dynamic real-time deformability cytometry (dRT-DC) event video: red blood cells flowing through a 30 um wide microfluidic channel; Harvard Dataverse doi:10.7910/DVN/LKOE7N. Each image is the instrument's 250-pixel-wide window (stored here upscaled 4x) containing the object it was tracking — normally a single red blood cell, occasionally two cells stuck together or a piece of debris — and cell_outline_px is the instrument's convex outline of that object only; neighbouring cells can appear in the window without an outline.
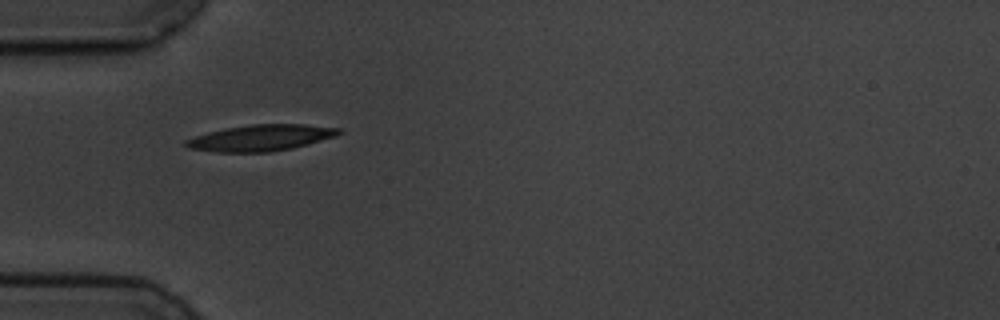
{"species": "common noctule bat (a hibernating species)", "species_latin": "Nyctalus noctula", "temperature_condition": "cold", "stored_images_in_passage": 10, "camera_frame_rate_fps": 3000, "um_per_image_px": 0.085, "animal": {"sex": "male", "body_mass_g": 19.5, "forearm_length_mm": 54.6}, "frame": {"image": 1, "passage_image": 1, "time_ms": 0.0, "image_size_px": [1000, 320], "cell_outline_px": [[344, 132], [336, 136], [308, 144], [292, 148], [268, 152], [216, 152], [188, 148], [184, 144], [184, 140], [208, 132], [224, 128], [252, 124], [304, 124], [340, 128]], "centroid_in_image_um": [22.18, 11.71], "position_along_channel_um": 62.8, "area_um2": 23.41}}
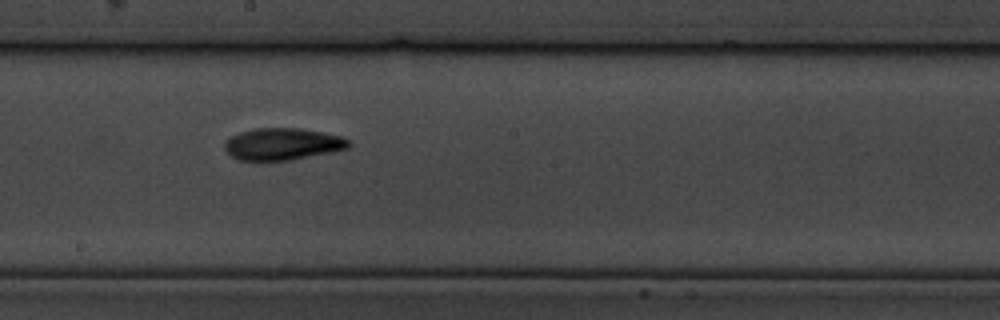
{"frame": {"image": 2, "passage_image": 5, "time_ms": 4.667, "image_size_px": [1000, 320], "cell_outline_px": [[352, 144], [348, 148], [332, 152], [292, 160], [240, 160], [232, 156], [224, 148], [224, 144], [232, 136], [240, 132], [252, 128], [300, 128], [340, 136], [352, 140]], "centroid_in_image_um": [24.06, 12.24], "position_along_channel_um": 224.1, "area_um2": 23.06}}
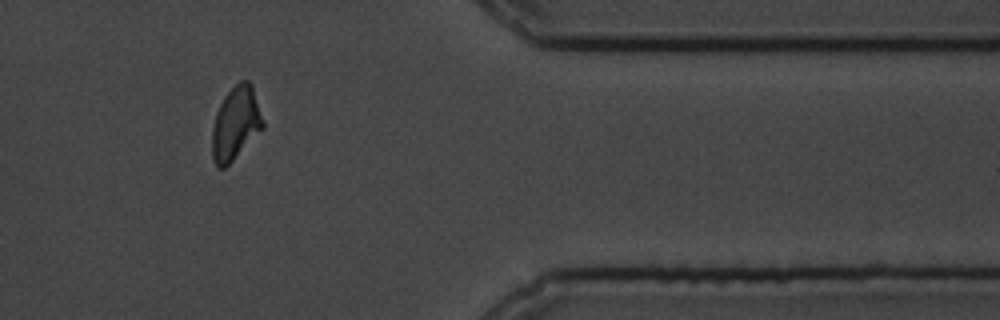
{"frame": {"image": 3, "passage_image": 9, "time_ms": 10.0, "image_size_px": [1000, 320], "cell_outline_px": [[264, 128], [224, 168], [216, 168], [212, 160], [212, 128], [216, 112], [224, 96], [240, 80], [248, 80], [252, 84], [264, 120]], "centroid_in_image_um": [20.03, 10.48], "position_along_channel_um": 391.4, "area_um2": 21.73}, "authors_computed_cell_mechanics": {"area_um2": 22.1663, "velocity_mm_per_s": 3.5161, "shape_relaxation_time_tau1_ms": 3.1583, "shape_relaxation_time_tau2_ms": 2.4871, "deformation_change_tau1": 0.1083, "deformation_change_tau2": 0.071}}